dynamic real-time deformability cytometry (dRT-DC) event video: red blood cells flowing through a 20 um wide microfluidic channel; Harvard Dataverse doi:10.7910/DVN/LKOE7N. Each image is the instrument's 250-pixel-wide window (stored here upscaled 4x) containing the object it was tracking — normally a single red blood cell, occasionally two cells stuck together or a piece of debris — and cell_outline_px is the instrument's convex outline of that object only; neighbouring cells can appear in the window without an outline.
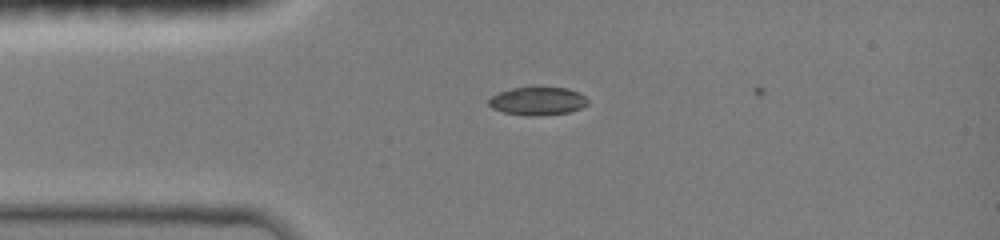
{"species": "common noctule bat (a hibernating species)", "species_latin": "Nyctalus noctula", "temperature_condition": "room temperature", "stored_images_in_passage": 3, "camera_frame_rate_fps": 3000, "um_per_image_px": 0.085, "animal": {"sex": "female", "body_mass_g": 19.0, "forearm_length_mm": 51.5}, "frame": {"image": 1, "passage_image": 2, "time_ms": 0.333, "image_size_px": [1000, 240], "cell_outline_px": [[588, 104], [580, 108], [568, 112], [532, 116], [524, 116], [504, 112], [492, 108], [488, 104], [488, 100], [492, 96], [500, 92], [512, 88], [568, 88], [580, 92], [588, 100]], "centroid_in_image_um": [45.7, 8.6], "position_along_channel_um": 39.3, "area_um2": 16.07}}